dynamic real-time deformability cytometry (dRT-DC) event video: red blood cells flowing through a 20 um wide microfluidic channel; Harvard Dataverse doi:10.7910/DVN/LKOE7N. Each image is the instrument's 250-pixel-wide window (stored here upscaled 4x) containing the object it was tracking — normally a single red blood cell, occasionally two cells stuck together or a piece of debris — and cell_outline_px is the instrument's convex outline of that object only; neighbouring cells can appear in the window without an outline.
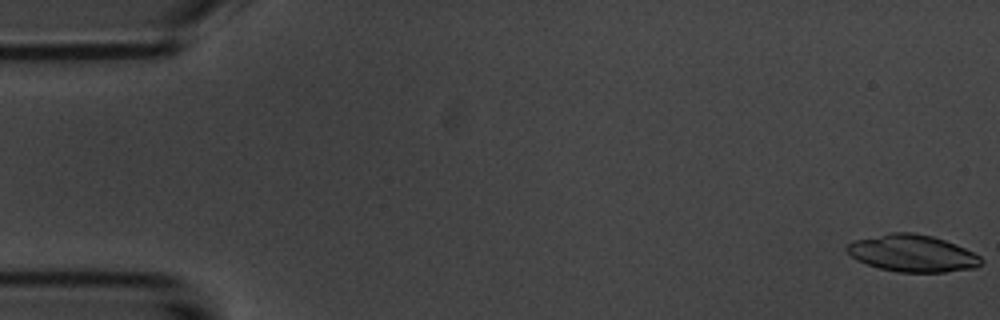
{"species": "common noctule bat (a hibernating species)", "species_latin": "Nyctalus noctula", "temperature_condition": "room temperature", "stored_images_in_passage": 54, "camera_frame_rate_fps": 3000, "um_per_image_px": 0.085, "animal": {"sex": "male", "body_mass_g": 20.1, "forearm_length_mm": 53.5}, "frame": {"image": 1, "passage_image": 1, "time_ms": 0.0, "image_size_px": [1000, 320], "cell_outline_px": [[984, 260], [976, 268], [944, 272], [896, 272], [880, 268], [856, 260], [844, 248], [848, 244], [856, 240], [892, 232], [912, 232], [932, 236], [956, 244], [980, 256]], "centroid_in_image_um": [77.57, 21.54], "position_along_channel_um": 7.4, "area_um2": 28.78}}